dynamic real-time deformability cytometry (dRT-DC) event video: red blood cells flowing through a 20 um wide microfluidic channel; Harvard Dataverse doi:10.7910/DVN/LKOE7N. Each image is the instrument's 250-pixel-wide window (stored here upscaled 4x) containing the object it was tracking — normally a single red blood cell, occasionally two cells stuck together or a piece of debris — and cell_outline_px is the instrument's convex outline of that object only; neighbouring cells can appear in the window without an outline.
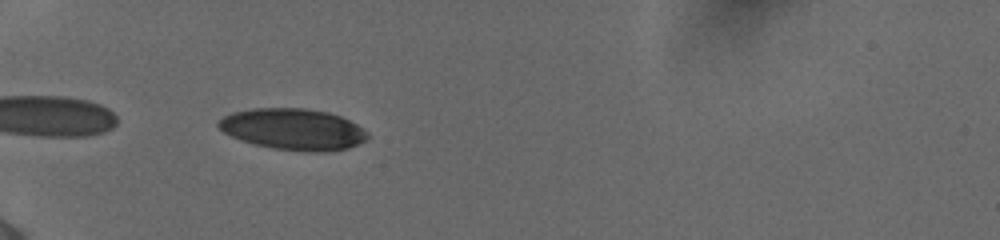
{"species": "human", "species_latin": "Homo sapiens", "temperature_condition": "cold", "stored_images_in_passage": 35, "camera_frame_rate_fps": 3000, "um_per_image_px": 0.085, "donor": {"sex": "female"}, "frame": {"image": 1, "passage_image": 2, "time_ms": 0.333, "image_size_px": [1000, 240], "cell_outline_px": [[368, 136], [364, 140], [348, 148], [324, 152], [304, 152], [272, 148], [240, 140], [224, 132], [216, 124], [224, 116], [232, 112], [252, 108], [304, 108], [328, 112], [340, 116], [364, 128], [368, 132]], "centroid_in_image_um": [24.92, 10.98], "position_along_channel_um": 60.1, "area_um2": 35.84}}
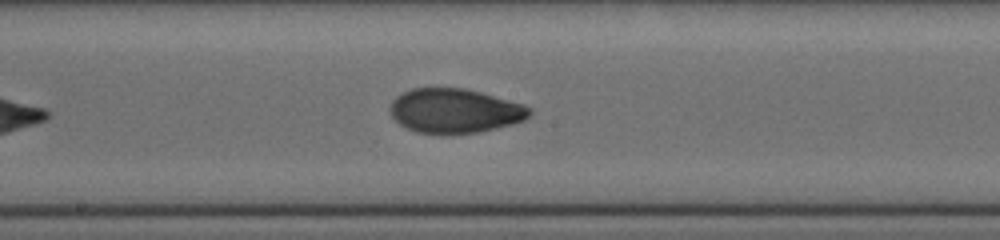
{"frame": {"image": 2, "passage_image": 15, "time_ms": 4.667, "image_size_px": [1000, 240], "cell_outline_px": [[532, 112], [524, 120], [512, 124], [480, 132], [444, 136], [440, 136], [416, 132], [400, 124], [388, 112], [388, 108], [392, 100], [396, 96], [412, 88], [468, 88], [524, 104], [532, 108]], "centroid_in_image_um": [38.64, 9.44], "position_along_channel_um": 209.6, "area_um2": 36.88}}
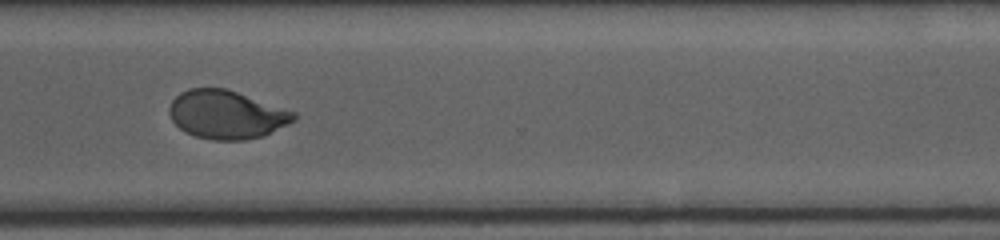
{"frame": {"image": 3, "passage_image": 26, "time_ms": 8.333, "image_size_px": [1000, 240], "cell_outline_px": [[296, 120], [264, 136], [244, 140], [212, 140], [196, 136], [184, 132], [172, 120], [168, 112], [168, 108], [172, 100], [180, 92], [188, 88], [224, 88], [296, 112]], "centroid_in_image_um": [19.23, 9.75], "position_along_channel_um": 351.4, "area_um2": 35.08}, "authors_computed_cell_mechanics": {"area_um2": 36.0672, "velocity_mm_per_s": 3.8868, "shape_relaxation_time_tau1_ms": 3.9302, "shape_relaxation_time_tau2_ms": 1.1009, "deformation_change_tau1": 0.1718, "deformation_change_tau2": 0.0512}}